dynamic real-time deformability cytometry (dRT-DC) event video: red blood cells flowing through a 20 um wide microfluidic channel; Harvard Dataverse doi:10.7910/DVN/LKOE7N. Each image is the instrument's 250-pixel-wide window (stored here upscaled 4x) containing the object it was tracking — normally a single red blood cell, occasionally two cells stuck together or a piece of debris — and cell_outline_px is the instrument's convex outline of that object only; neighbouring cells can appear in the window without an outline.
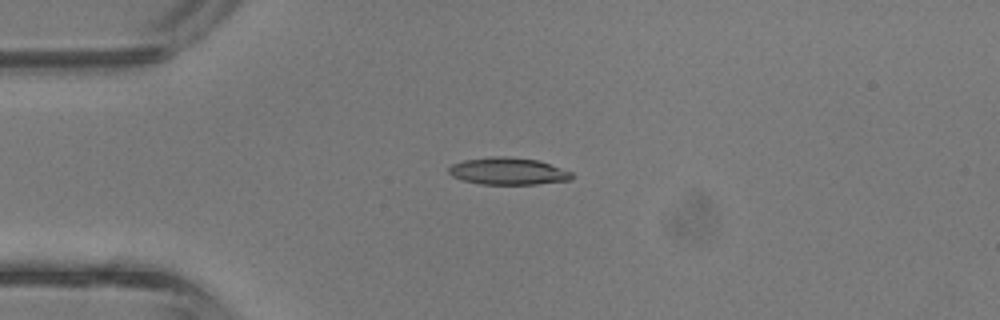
{"species": "common noctule bat (a hibernating species)", "species_latin": "Nyctalus noctula", "temperature_condition": "room temperature", "stored_images_in_passage": 4, "camera_frame_rate_fps": 3000, "um_per_image_px": 0.085, "animal": {"sex": "male", "body_mass_g": 13.3}, "frame": {"image": 1, "passage_image": 4, "time_ms": 1.0, "image_size_px": [1000, 320], "cell_outline_px": [[576, 176], [572, 180], [536, 184], [480, 184], [464, 180], [452, 176], [448, 172], [448, 168], [452, 164], [464, 160], [492, 156], [508, 156], [540, 160], [572, 172]], "centroid_in_image_um": [43.23, 14.54], "position_along_channel_um": 41.8, "area_um2": 19.65}}